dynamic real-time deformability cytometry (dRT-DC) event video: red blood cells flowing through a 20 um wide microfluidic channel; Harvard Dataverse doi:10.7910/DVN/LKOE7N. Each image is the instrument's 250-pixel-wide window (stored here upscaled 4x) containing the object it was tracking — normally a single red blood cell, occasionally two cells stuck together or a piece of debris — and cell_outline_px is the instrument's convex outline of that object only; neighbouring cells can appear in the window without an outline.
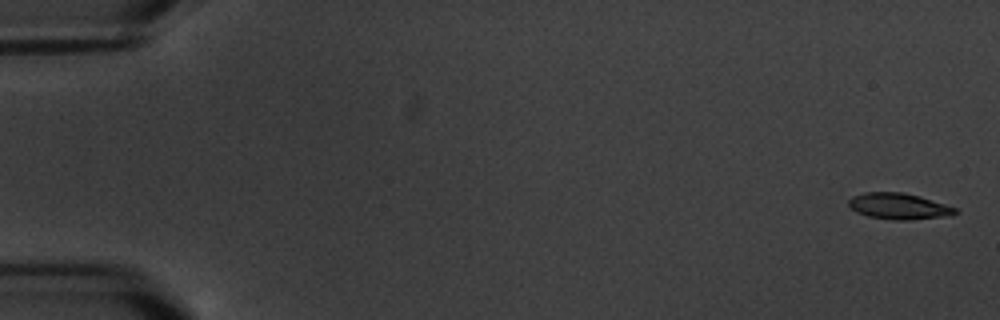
{"species": "common noctule bat (a hibernating species)", "species_latin": "Nyctalus noctula", "temperature_condition": "warm", "stored_images_in_passage": 7, "camera_frame_rate_fps": 3000, "um_per_image_px": 0.085, "animal": {"sex": "male", "body_mass_g": 20.1, "forearm_length_mm": 53.5}, "frame": {"image": 1, "passage_image": 1, "time_ms": 0.0, "image_size_px": [1000, 320], "cell_outline_px": [[960, 212], [952, 216], [912, 220], [892, 220], [868, 216], [856, 212], [848, 204], [848, 200], [852, 196], [864, 192], [900, 192], [920, 196], [956, 208]], "centroid_in_image_um": [76.42, 17.54], "position_along_channel_um": 8.6, "area_um2": 16.42}}
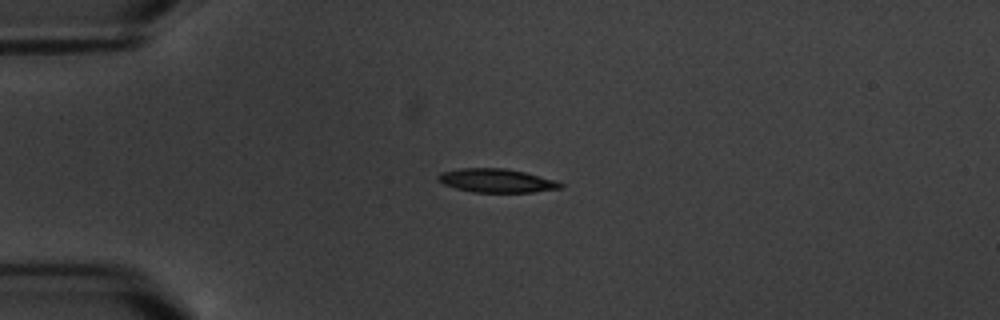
{"frame": {"image": 2, "passage_image": 5, "time_ms": 4.667, "image_size_px": [1000, 320], "cell_outline_px": [[564, 188], [532, 192], [472, 192], [456, 188], [444, 184], [436, 180], [436, 176], [440, 172], [460, 168], [504, 168], [524, 172], [556, 180], [564, 184]], "centroid_in_image_um": [42.2, 15.35], "position_along_channel_um": 42.8, "area_um2": 16.99}}